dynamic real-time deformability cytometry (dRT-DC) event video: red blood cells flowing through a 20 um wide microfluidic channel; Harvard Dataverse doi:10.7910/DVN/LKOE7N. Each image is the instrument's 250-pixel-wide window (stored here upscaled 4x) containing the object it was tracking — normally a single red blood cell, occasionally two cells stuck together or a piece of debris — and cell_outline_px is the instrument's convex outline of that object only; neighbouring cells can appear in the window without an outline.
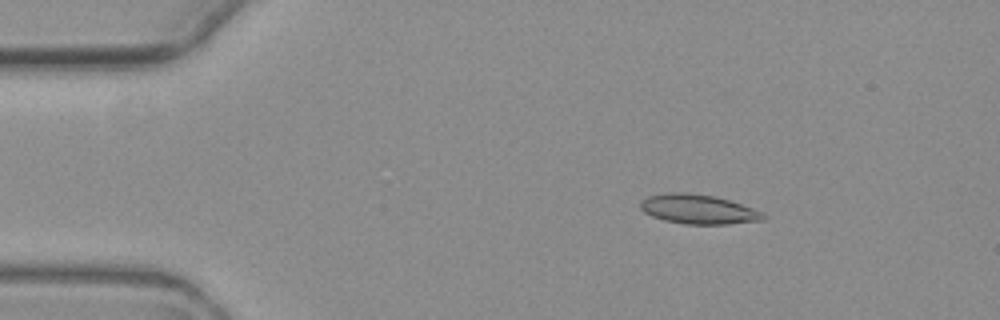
{"species": "common noctule bat (a hibernating species)", "species_latin": "Nyctalus noctula", "temperature_condition": "warm", "stored_images_in_passage": 4, "camera_frame_rate_fps": 3000, "um_per_image_px": 0.085, "animal": {"sex": "female", "body_mass_g": 19.3, "forearm_length_mm": 54.1}, "frame": {"image": 1, "passage_image": 2, "time_ms": 1.0, "image_size_px": [1000, 320], "cell_outline_px": [[768, 216], [764, 220], [728, 224], [684, 224], [664, 220], [652, 216], [644, 212], [640, 208], [640, 200], [648, 196], [668, 192], [684, 192], [712, 196], [728, 200], [764, 212]], "centroid_in_image_um": [59.35, 17.79], "position_along_channel_um": 25.7, "area_um2": 21.1}}
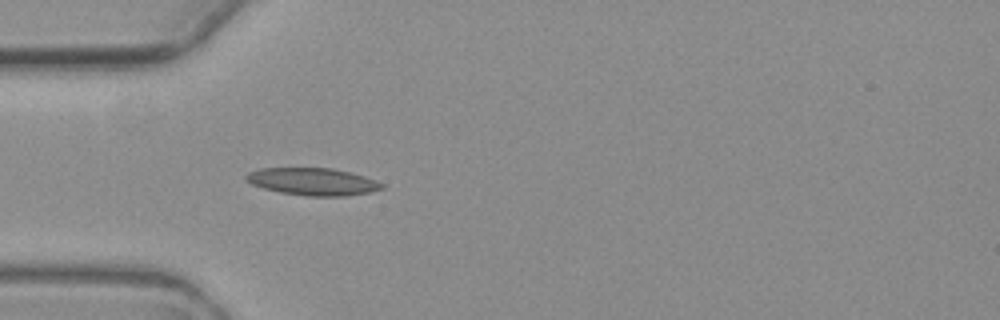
{"frame": {"image": 2, "passage_image": 4, "time_ms": 3.667, "image_size_px": [1000, 320], "cell_outline_px": [[384, 188], [372, 192], [344, 196], [308, 196], [280, 192], [264, 188], [252, 184], [244, 180], [244, 176], [248, 172], [260, 168], [332, 168], [364, 176], [384, 184]], "centroid_in_image_um": [26.57, 15.44], "position_along_channel_um": 58.4, "area_um2": 21.62}}